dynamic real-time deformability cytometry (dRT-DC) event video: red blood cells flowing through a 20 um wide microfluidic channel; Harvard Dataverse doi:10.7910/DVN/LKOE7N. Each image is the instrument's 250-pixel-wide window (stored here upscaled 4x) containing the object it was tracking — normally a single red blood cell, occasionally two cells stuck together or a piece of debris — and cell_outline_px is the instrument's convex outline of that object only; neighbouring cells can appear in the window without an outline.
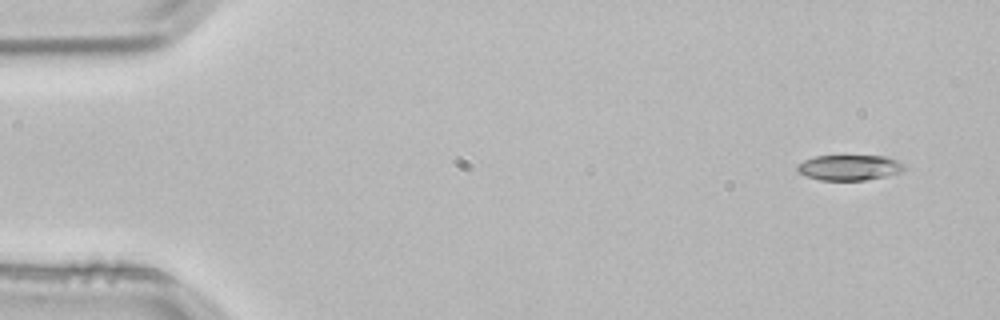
{"species": "common noctule bat (a hibernating species)", "species_latin": "Nyctalus noctula", "temperature_condition": "room temperature", "stored_images_in_passage": 4, "camera_frame_rate_fps": 3000, "um_per_image_px": 0.085, "animal": {"sex": "male", "body_mass_g": 21.5, "forearm_length_mm": 52.0}, "frame": {"image": 1, "passage_image": 4, "time_ms": 1.0, "image_size_px": [1000, 320], "cell_outline_px": [[904, 168], [900, 172], [884, 176], [864, 180], [820, 180], [804, 176], [796, 168], [796, 164], [804, 160], [816, 156], [888, 156], [896, 160]], "centroid_in_image_um": [72.12, 14.24], "position_along_channel_um": 12.9, "area_um2": 15.66}}